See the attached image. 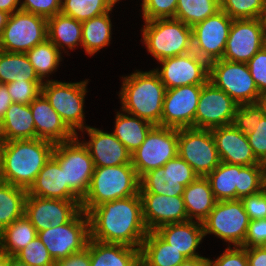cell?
I'll list each match as a JSON object with an SVG mask.
<instances>
[{"label": "cell", "mask_w": 266, "mask_h": 266, "mask_svg": "<svg viewBox=\"0 0 266 266\" xmlns=\"http://www.w3.org/2000/svg\"><path fill=\"white\" fill-rule=\"evenodd\" d=\"M247 65L259 93L266 92V50L261 48Z\"/></svg>", "instance_id": "c3c4849f"}, {"label": "cell", "mask_w": 266, "mask_h": 266, "mask_svg": "<svg viewBox=\"0 0 266 266\" xmlns=\"http://www.w3.org/2000/svg\"><path fill=\"white\" fill-rule=\"evenodd\" d=\"M228 246L215 261L208 258L209 266H248L246 248L233 246L232 249L230 244Z\"/></svg>", "instance_id": "681fc988"}, {"label": "cell", "mask_w": 266, "mask_h": 266, "mask_svg": "<svg viewBox=\"0 0 266 266\" xmlns=\"http://www.w3.org/2000/svg\"><path fill=\"white\" fill-rule=\"evenodd\" d=\"M21 0H0V10L9 13L10 15L20 10Z\"/></svg>", "instance_id": "6f0895ef"}, {"label": "cell", "mask_w": 266, "mask_h": 266, "mask_svg": "<svg viewBox=\"0 0 266 266\" xmlns=\"http://www.w3.org/2000/svg\"><path fill=\"white\" fill-rule=\"evenodd\" d=\"M178 155L202 177L220 164L211 129H178Z\"/></svg>", "instance_id": "4fadbf2b"}, {"label": "cell", "mask_w": 266, "mask_h": 266, "mask_svg": "<svg viewBox=\"0 0 266 266\" xmlns=\"http://www.w3.org/2000/svg\"><path fill=\"white\" fill-rule=\"evenodd\" d=\"M36 139L29 104L12 103L0 122V141Z\"/></svg>", "instance_id": "83f0119b"}, {"label": "cell", "mask_w": 266, "mask_h": 266, "mask_svg": "<svg viewBox=\"0 0 266 266\" xmlns=\"http://www.w3.org/2000/svg\"><path fill=\"white\" fill-rule=\"evenodd\" d=\"M54 266H90V256L88 247L73 253L68 257L55 261Z\"/></svg>", "instance_id": "db71d44e"}, {"label": "cell", "mask_w": 266, "mask_h": 266, "mask_svg": "<svg viewBox=\"0 0 266 266\" xmlns=\"http://www.w3.org/2000/svg\"><path fill=\"white\" fill-rule=\"evenodd\" d=\"M220 162L242 166L263 164L253 153L247 135L232 124L211 129Z\"/></svg>", "instance_id": "7402d4cb"}, {"label": "cell", "mask_w": 266, "mask_h": 266, "mask_svg": "<svg viewBox=\"0 0 266 266\" xmlns=\"http://www.w3.org/2000/svg\"><path fill=\"white\" fill-rule=\"evenodd\" d=\"M233 19L221 9L193 25V52L208 63L222 59Z\"/></svg>", "instance_id": "9a60e30c"}, {"label": "cell", "mask_w": 266, "mask_h": 266, "mask_svg": "<svg viewBox=\"0 0 266 266\" xmlns=\"http://www.w3.org/2000/svg\"><path fill=\"white\" fill-rule=\"evenodd\" d=\"M256 104L260 107L264 116L266 117V92L260 93Z\"/></svg>", "instance_id": "6125c7cd"}, {"label": "cell", "mask_w": 266, "mask_h": 266, "mask_svg": "<svg viewBox=\"0 0 266 266\" xmlns=\"http://www.w3.org/2000/svg\"><path fill=\"white\" fill-rule=\"evenodd\" d=\"M260 20L262 22V28L266 29V4H265L264 10L261 14Z\"/></svg>", "instance_id": "e7e4bbea"}, {"label": "cell", "mask_w": 266, "mask_h": 266, "mask_svg": "<svg viewBox=\"0 0 266 266\" xmlns=\"http://www.w3.org/2000/svg\"><path fill=\"white\" fill-rule=\"evenodd\" d=\"M87 84L88 80L66 83L47 78L41 87V93L75 135L88 127L83 111Z\"/></svg>", "instance_id": "52a82bcc"}, {"label": "cell", "mask_w": 266, "mask_h": 266, "mask_svg": "<svg viewBox=\"0 0 266 266\" xmlns=\"http://www.w3.org/2000/svg\"><path fill=\"white\" fill-rule=\"evenodd\" d=\"M206 178L217 201L241 200L264 189L266 164L242 166L220 162Z\"/></svg>", "instance_id": "277c9868"}, {"label": "cell", "mask_w": 266, "mask_h": 266, "mask_svg": "<svg viewBox=\"0 0 266 266\" xmlns=\"http://www.w3.org/2000/svg\"><path fill=\"white\" fill-rule=\"evenodd\" d=\"M262 48L266 50V29L262 30Z\"/></svg>", "instance_id": "03108f58"}, {"label": "cell", "mask_w": 266, "mask_h": 266, "mask_svg": "<svg viewBox=\"0 0 266 266\" xmlns=\"http://www.w3.org/2000/svg\"><path fill=\"white\" fill-rule=\"evenodd\" d=\"M29 106L35 124L36 138L57 144L76 137L42 93Z\"/></svg>", "instance_id": "cb8c5ba5"}, {"label": "cell", "mask_w": 266, "mask_h": 266, "mask_svg": "<svg viewBox=\"0 0 266 266\" xmlns=\"http://www.w3.org/2000/svg\"><path fill=\"white\" fill-rule=\"evenodd\" d=\"M10 14L0 10V38L2 36L3 33V29L5 28L8 18H9Z\"/></svg>", "instance_id": "94428289"}, {"label": "cell", "mask_w": 266, "mask_h": 266, "mask_svg": "<svg viewBox=\"0 0 266 266\" xmlns=\"http://www.w3.org/2000/svg\"><path fill=\"white\" fill-rule=\"evenodd\" d=\"M261 246H266V218L250 220L242 247L252 248Z\"/></svg>", "instance_id": "f5cc1de1"}, {"label": "cell", "mask_w": 266, "mask_h": 266, "mask_svg": "<svg viewBox=\"0 0 266 266\" xmlns=\"http://www.w3.org/2000/svg\"><path fill=\"white\" fill-rule=\"evenodd\" d=\"M6 85L13 103L30 104L41 93L43 82L18 80Z\"/></svg>", "instance_id": "ee69618b"}, {"label": "cell", "mask_w": 266, "mask_h": 266, "mask_svg": "<svg viewBox=\"0 0 266 266\" xmlns=\"http://www.w3.org/2000/svg\"><path fill=\"white\" fill-rule=\"evenodd\" d=\"M248 266H266V246L246 248Z\"/></svg>", "instance_id": "11a10c76"}, {"label": "cell", "mask_w": 266, "mask_h": 266, "mask_svg": "<svg viewBox=\"0 0 266 266\" xmlns=\"http://www.w3.org/2000/svg\"><path fill=\"white\" fill-rule=\"evenodd\" d=\"M27 193L31 196L46 199L80 200L69 189L65 182L64 170L53 156L38 173Z\"/></svg>", "instance_id": "484cf974"}, {"label": "cell", "mask_w": 266, "mask_h": 266, "mask_svg": "<svg viewBox=\"0 0 266 266\" xmlns=\"http://www.w3.org/2000/svg\"><path fill=\"white\" fill-rule=\"evenodd\" d=\"M25 54L42 82H44L46 77L50 76L49 74L56 71L59 67V62L62 60V52L48 39L34 46Z\"/></svg>", "instance_id": "74e56055"}, {"label": "cell", "mask_w": 266, "mask_h": 266, "mask_svg": "<svg viewBox=\"0 0 266 266\" xmlns=\"http://www.w3.org/2000/svg\"><path fill=\"white\" fill-rule=\"evenodd\" d=\"M36 237L35 227L23 215L0 232V248L8 256H15Z\"/></svg>", "instance_id": "e575fe53"}, {"label": "cell", "mask_w": 266, "mask_h": 266, "mask_svg": "<svg viewBox=\"0 0 266 266\" xmlns=\"http://www.w3.org/2000/svg\"><path fill=\"white\" fill-rule=\"evenodd\" d=\"M266 0H220V9L232 19L260 18Z\"/></svg>", "instance_id": "60d3db41"}, {"label": "cell", "mask_w": 266, "mask_h": 266, "mask_svg": "<svg viewBox=\"0 0 266 266\" xmlns=\"http://www.w3.org/2000/svg\"><path fill=\"white\" fill-rule=\"evenodd\" d=\"M81 210V200L46 199L27 194L24 215L40 232L70 222Z\"/></svg>", "instance_id": "ac0fdd59"}, {"label": "cell", "mask_w": 266, "mask_h": 266, "mask_svg": "<svg viewBox=\"0 0 266 266\" xmlns=\"http://www.w3.org/2000/svg\"><path fill=\"white\" fill-rule=\"evenodd\" d=\"M263 116L262 110L256 103L243 104L237 107L232 125L247 135L255 129L257 121Z\"/></svg>", "instance_id": "7bdbcfd3"}, {"label": "cell", "mask_w": 266, "mask_h": 266, "mask_svg": "<svg viewBox=\"0 0 266 266\" xmlns=\"http://www.w3.org/2000/svg\"><path fill=\"white\" fill-rule=\"evenodd\" d=\"M48 40L60 51L65 47L74 50L82 45V22L58 13L47 19Z\"/></svg>", "instance_id": "4dcf8cb0"}, {"label": "cell", "mask_w": 266, "mask_h": 266, "mask_svg": "<svg viewBox=\"0 0 266 266\" xmlns=\"http://www.w3.org/2000/svg\"><path fill=\"white\" fill-rule=\"evenodd\" d=\"M111 11L112 9L107 13L82 22L81 46L86 54L93 56L100 49L110 44L112 23L109 14Z\"/></svg>", "instance_id": "d6a6232c"}, {"label": "cell", "mask_w": 266, "mask_h": 266, "mask_svg": "<svg viewBox=\"0 0 266 266\" xmlns=\"http://www.w3.org/2000/svg\"><path fill=\"white\" fill-rule=\"evenodd\" d=\"M110 0H62L60 13L83 22L113 9Z\"/></svg>", "instance_id": "ab89813d"}, {"label": "cell", "mask_w": 266, "mask_h": 266, "mask_svg": "<svg viewBox=\"0 0 266 266\" xmlns=\"http://www.w3.org/2000/svg\"><path fill=\"white\" fill-rule=\"evenodd\" d=\"M166 87L154 70L135 71L123 78L119 93L122 111L161 126Z\"/></svg>", "instance_id": "3957f363"}, {"label": "cell", "mask_w": 266, "mask_h": 266, "mask_svg": "<svg viewBox=\"0 0 266 266\" xmlns=\"http://www.w3.org/2000/svg\"><path fill=\"white\" fill-rule=\"evenodd\" d=\"M12 103L13 101L8 93L7 85L0 83V122Z\"/></svg>", "instance_id": "9f6ffc18"}, {"label": "cell", "mask_w": 266, "mask_h": 266, "mask_svg": "<svg viewBox=\"0 0 266 266\" xmlns=\"http://www.w3.org/2000/svg\"><path fill=\"white\" fill-rule=\"evenodd\" d=\"M8 255L0 248V266H6Z\"/></svg>", "instance_id": "be15d7a7"}, {"label": "cell", "mask_w": 266, "mask_h": 266, "mask_svg": "<svg viewBox=\"0 0 266 266\" xmlns=\"http://www.w3.org/2000/svg\"><path fill=\"white\" fill-rule=\"evenodd\" d=\"M90 239L141 248L149 230L140 194L104 202L88 213Z\"/></svg>", "instance_id": "6da1fadb"}, {"label": "cell", "mask_w": 266, "mask_h": 266, "mask_svg": "<svg viewBox=\"0 0 266 266\" xmlns=\"http://www.w3.org/2000/svg\"><path fill=\"white\" fill-rule=\"evenodd\" d=\"M247 138L256 158L266 164V117L257 121L255 129L247 134Z\"/></svg>", "instance_id": "f907efd6"}, {"label": "cell", "mask_w": 266, "mask_h": 266, "mask_svg": "<svg viewBox=\"0 0 266 266\" xmlns=\"http://www.w3.org/2000/svg\"><path fill=\"white\" fill-rule=\"evenodd\" d=\"M122 112L124 113L118 111L116 114L115 128L112 133L132 154L143 143L154 125L145 119Z\"/></svg>", "instance_id": "1f68e13d"}, {"label": "cell", "mask_w": 266, "mask_h": 266, "mask_svg": "<svg viewBox=\"0 0 266 266\" xmlns=\"http://www.w3.org/2000/svg\"><path fill=\"white\" fill-rule=\"evenodd\" d=\"M219 10L220 0H178L174 18L192 27Z\"/></svg>", "instance_id": "f35d334b"}, {"label": "cell", "mask_w": 266, "mask_h": 266, "mask_svg": "<svg viewBox=\"0 0 266 266\" xmlns=\"http://www.w3.org/2000/svg\"><path fill=\"white\" fill-rule=\"evenodd\" d=\"M245 211L250 220L266 218V191L261 190L258 193L248 195L241 199Z\"/></svg>", "instance_id": "816d5d0a"}, {"label": "cell", "mask_w": 266, "mask_h": 266, "mask_svg": "<svg viewBox=\"0 0 266 266\" xmlns=\"http://www.w3.org/2000/svg\"><path fill=\"white\" fill-rule=\"evenodd\" d=\"M54 261L64 259L87 247L90 239L89 218L81 210L70 222L37 232Z\"/></svg>", "instance_id": "5bb4252c"}, {"label": "cell", "mask_w": 266, "mask_h": 266, "mask_svg": "<svg viewBox=\"0 0 266 266\" xmlns=\"http://www.w3.org/2000/svg\"><path fill=\"white\" fill-rule=\"evenodd\" d=\"M208 80L226 92L239 106L256 103L260 95L247 63L214 60L209 63Z\"/></svg>", "instance_id": "30bf717a"}, {"label": "cell", "mask_w": 266, "mask_h": 266, "mask_svg": "<svg viewBox=\"0 0 266 266\" xmlns=\"http://www.w3.org/2000/svg\"><path fill=\"white\" fill-rule=\"evenodd\" d=\"M182 197L188 219H196L199 222H203L208 217L217 202L209 180L202 176H198L185 187Z\"/></svg>", "instance_id": "f1b7e54d"}, {"label": "cell", "mask_w": 266, "mask_h": 266, "mask_svg": "<svg viewBox=\"0 0 266 266\" xmlns=\"http://www.w3.org/2000/svg\"><path fill=\"white\" fill-rule=\"evenodd\" d=\"M52 156L64 170L69 189L82 201L89 190L95 166L87 148L78 140V134L70 141L55 144Z\"/></svg>", "instance_id": "ba28073f"}, {"label": "cell", "mask_w": 266, "mask_h": 266, "mask_svg": "<svg viewBox=\"0 0 266 266\" xmlns=\"http://www.w3.org/2000/svg\"><path fill=\"white\" fill-rule=\"evenodd\" d=\"M162 167L169 177L179 180L185 187L198 177L193 168L179 155L169 160Z\"/></svg>", "instance_id": "bcb514c9"}, {"label": "cell", "mask_w": 266, "mask_h": 266, "mask_svg": "<svg viewBox=\"0 0 266 266\" xmlns=\"http://www.w3.org/2000/svg\"><path fill=\"white\" fill-rule=\"evenodd\" d=\"M143 220L149 231L159 227L188 221L182 196H164L158 194H140Z\"/></svg>", "instance_id": "44dd1931"}, {"label": "cell", "mask_w": 266, "mask_h": 266, "mask_svg": "<svg viewBox=\"0 0 266 266\" xmlns=\"http://www.w3.org/2000/svg\"><path fill=\"white\" fill-rule=\"evenodd\" d=\"M114 5H116V2H119L120 0H110Z\"/></svg>", "instance_id": "003e7915"}, {"label": "cell", "mask_w": 266, "mask_h": 266, "mask_svg": "<svg viewBox=\"0 0 266 266\" xmlns=\"http://www.w3.org/2000/svg\"><path fill=\"white\" fill-rule=\"evenodd\" d=\"M159 62L162 65L161 69L156 68L154 71L166 89L186 85H204L208 81L209 63L193 51L165 58Z\"/></svg>", "instance_id": "2e32d148"}, {"label": "cell", "mask_w": 266, "mask_h": 266, "mask_svg": "<svg viewBox=\"0 0 266 266\" xmlns=\"http://www.w3.org/2000/svg\"><path fill=\"white\" fill-rule=\"evenodd\" d=\"M84 131L88 133L90 140L82 143L91 155L95 167L131 164V153L113 133L90 126Z\"/></svg>", "instance_id": "603a6c76"}, {"label": "cell", "mask_w": 266, "mask_h": 266, "mask_svg": "<svg viewBox=\"0 0 266 266\" xmlns=\"http://www.w3.org/2000/svg\"><path fill=\"white\" fill-rule=\"evenodd\" d=\"M262 22L233 19L222 59L247 63L262 48Z\"/></svg>", "instance_id": "ffe728a7"}, {"label": "cell", "mask_w": 266, "mask_h": 266, "mask_svg": "<svg viewBox=\"0 0 266 266\" xmlns=\"http://www.w3.org/2000/svg\"><path fill=\"white\" fill-rule=\"evenodd\" d=\"M6 266H30L27 263L21 261L16 256H8Z\"/></svg>", "instance_id": "91938a15"}, {"label": "cell", "mask_w": 266, "mask_h": 266, "mask_svg": "<svg viewBox=\"0 0 266 266\" xmlns=\"http://www.w3.org/2000/svg\"><path fill=\"white\" fill-rule=\"evenodd\" d=\"M178 0H143L142 15L144 21L174 18Z\"/></svg>", "instance_id": "f6af8a7d"}, {"label": "cell", "mask_w": 266, "mask_h": 266, "mask_svg": "<svg viewBox=\"0 0 266 266\" xmlns=\"http://www.w3.org/2000/svg\"><path fill=\"white\" fill-rule=\"evenodd\" d=\"M178 266H209V264H208V258L197 256L194 258H186Z\"/></svg>", "instance_id": "680465c9"}, {"label": "cell", "mask_w": 266, "mask_h": 266, "mask_svg": "<svg viewBox=\"0 0 266 266\" xmlns=\"http://www.w3.org/2000/svg\"><path fill=\"white\" fill-rule=\"evenodd\" d=\"M239 105L209 80L203 85L195 114V128L213 129L232 124Z\"/></svg>", "instance_id": "e0dca14e"}, {"label": "cell", "mask_w": 266, "mask_h": 266, "mask_svg": "<svg viewBox=\"0 0 266 266\" xmlns=\"http://www.w3.org/2000/svg\"><path fill=\"white\" fill-rule=\"evenodd\" d=\"M15 256L30 266H54L55 264V261L49 255L48 249L38 237Z\"/></svg>", "instance_id": "b9f144b4"}, {"label": "cell", "mask_w": 266, "mask_h": 266, "mask_svg": "<svg viewBox=\"0 0 266 266\" xmlns=\"http://www.w3.org/2000/svg\"><path fill=\"white\" fill-rule=\"evenodd\" d=\"M186 257L167 244L155 231H149L140 248L141 266H178Z\"/></svg>", "instance_id": "f546056e"}, {"label": "cell", "mask_w": 266, "mask_h": 266, "mask_svg": "<svg viewBox=\"0 0 266 266\" xmlns=\"http://www.w3.org/2000/svg\"><path fill=\"white\" fill-rule=\"evenodd\" d=\"M202 223L204 236L214 234L228 244L243 246L250 218L241 200L217 201Z\"/></svg>", "instance_id": "7c38bea8"}, {"label": "cell", "mask_w": 266, "mask_h": 266, "mask_svg": "<svg viewBox=\"0 0 266 266\" xmlns=\"http://www.w3.org/2000/svg\"><path fill=\"white\" fill-rule=\"evenodd\" d=\"M62 0H24L20 1V10L50 18L60 13Z\"/></svg>", "instance_id": "7dc6e473"}, {"label": "cell", "mask_w": 266, "mask_h": 266, "mask_svg": "<svg viewBox=\"0 0 266 266\" xmlns=\"http://www.w3.org/2000/svg\"><path fill=\"white\" fill-rule=\"evenodd\" d=\"M155 232L186 258L200 256L196 250L205 237L202 222L188 220L180 223L166 224L159 227Z\"/></svg>", "instance_id": "d4e9b609"}, {"label": "cell", "mask_w": 266, "mask_h": 266, "mask_svg": "<svg viewBox=\"0 0 266 266\" xmlns=\"http://www.w3.org/2000/svg\"><path fill=\"white\" fill-rule=\"evenodd\" d=\"M139 194H158L164 196H182L185 186L179 180L169 177L163 167L150 170L140 179Z\"/></svg>", "instance_id": "8d00e7d4"}, {"label": "cell", "mask_w": 266, "mask_h": 266, "mask_svg": "<svg viewBox=\"0 0 266 266\" xmlns=\"http://www.w3.org/2000/svg\"><path fill=\"white\" fill-rule=\"evenodd\" d=\"M54 146L38 138L0 141L1 181L28 190L51 158Z\"/></svg>", "instance_id": "7a4b0ae2"}, {"label": "cell", "mask_w": 266, "mask_h": 266, "mask_svg": "<svg viewBox=\"0 0 266 266\" xmlns=\"http://www.w3.org/2000/svg\"><path fill=\"white\" fill-rule=\"evenodd\" d=\"M178 155V129L154 125L143 143L131 154V164L140 178Z\"/></svg>", "instance_id": "9c48e42d"}, {"label": "cell", "mask_w": 266, "mask_h": 266, "mask_svg": "<svg viewBox=\"0 0 266 266\" xmlns=\"http://www.w3.org/2000/svg\"><path fill=\"white\" fill-rule=\"evenodd\" d=\"M90 266H141L140 248L89 239Z\"/></svg>", "instance_id": "4316f807"}, {"label": "cell", "mask_w": 266, "mask_h": 266, "mask_svg": "<svg viewBox=\"0 0 266 266\" xmlns=\"http://www.w3.org/2000/svg\"><path fill=\"white\" fill-rule=\"evenodd\" d=\"M143 44L157 60L193 51L192 28L175 18L144 21Z\"/></svg>", "instance_id": "8992f818"}, {"label": "cell", "mask_w": 266, "mask_h": 266, "mask_svg": "<svg viewBox=\"0 0 266 266\" xmlns=\"http://www.w3.org/2000/svg\"><path fill=\"white\" fill-rule=\"evenodd\" d=\"M47 39V18L18 10L9 16L3 29L0 50L26 53Z\"/></svg>", "instance_id": "8fae6325"}, {"label": "cell", "mask_w": 266, "mask_h": 266, "mask_svg": "<svg viewBox=\"0 0 266 266\" xmlns=\"http://www.w3.org/2000/svg\"><path fill=\"white\" fill-rule=\"evenodd\" d=\"M139 179L132 164L95 167L89 190L81 201V209L88 213L104 202L137 195Z\"/></svg>", "instance_id": "5b68a950"}, {"label": "cell", "mask_w": 266, "mask_h": 266, "mask_svg": "<svg viewBox=\"0 0 266 266\" xmlns=\"http://www.w3.org/2000/svg\"><path fill=\"white\" fill-rule=\"evenodd\" d=\"M41 81L25 53L0 50V83Z\"/></svg>", "instance_id": "836d02e7"}, {"label": "cell", "mask_w": 266, "mask_h": 266, "mask_svg": "<svg viewBox=\"0 0 266 266\" xmlns=\"http://www.w3.org/2000/svg\"><path fill=\"white\" fill-rule=\"evenodd\" d=\"M27 189L0 182V232L25 212Z\"/></svg>", "instance_id": "d590c367"}, {"label": "cell", "mask_w": 266, "mask_h": 266, "mask_svg": "<svg viewBox=\"0 0 266 266\" xmlns=\"http://www.w3.org/2000/svg\"><path fill=\"white\" fill-rule=\"evenodd\" d=\"M203 85H186L166 89L161 126L195 128V114Z\"/></svg>", "instance_id": "d6986e66"}]
</instances>
